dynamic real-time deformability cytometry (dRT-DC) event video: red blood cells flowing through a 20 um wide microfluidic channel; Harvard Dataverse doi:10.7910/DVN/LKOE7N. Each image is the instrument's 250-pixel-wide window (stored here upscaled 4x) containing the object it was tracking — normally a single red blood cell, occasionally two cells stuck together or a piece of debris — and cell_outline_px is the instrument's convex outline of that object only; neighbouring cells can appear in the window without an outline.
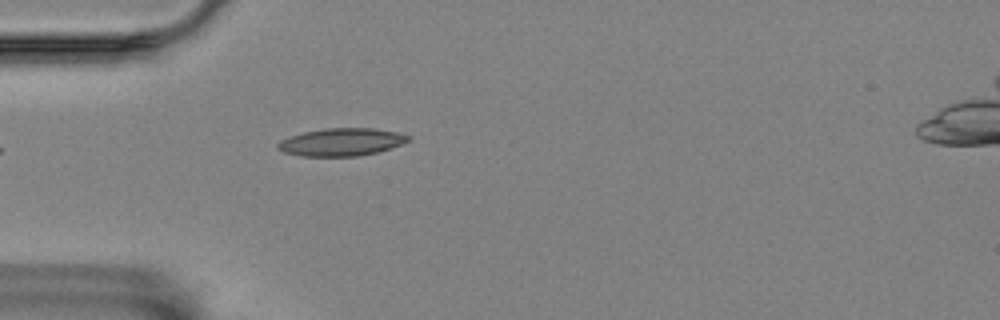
{"species": "Egyptian fruit bat (a non-hibernating species)", "species_latin": "Rousettus aegyptiacus", "temperature_condition": "room temperature", "stored_images_in_passage": 2, "camera_frame_rate_fps": 3000, "um_per_image_px": 0.085, "animal": {"sex": "female"}, "frame": {"image": 1, "passage_image": 2, "time_ms": 0.333, "image_size_px": [1000, 320], "cell_outline_px": [[412, 140], [392, 148], [376, 152], [356, 156], [300, 156], [284, 152], [276, 148], [276, 144], [280, 140], [288, 136], [304, 132], [324, 128], [376, 128], [396, 132], [412, 136]], "centroid_in_image_um": [29.03, 12.07], "position_along_channel_um": 56.0, "area_um2": 21.27}}